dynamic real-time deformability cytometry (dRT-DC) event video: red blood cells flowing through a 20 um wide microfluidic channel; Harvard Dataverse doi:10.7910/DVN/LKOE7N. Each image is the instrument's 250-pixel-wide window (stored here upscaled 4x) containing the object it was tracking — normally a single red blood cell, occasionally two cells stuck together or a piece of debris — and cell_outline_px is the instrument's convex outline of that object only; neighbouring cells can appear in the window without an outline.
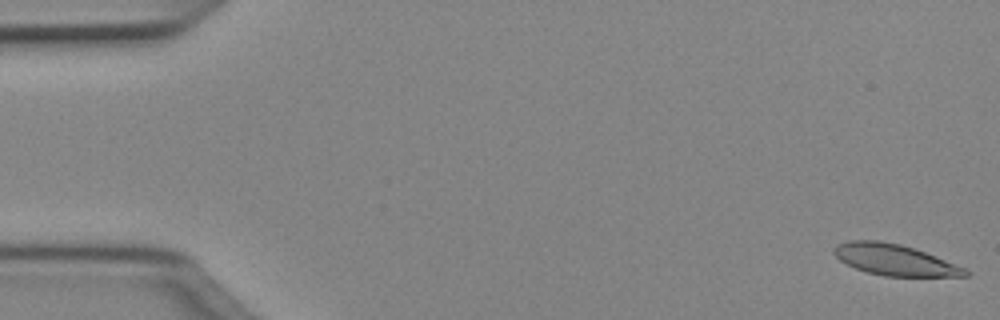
{"species": "Egyptian fruit bat (a non-hibernating species)", "species_latin": "Rousettus aegyptiacus", "temperature_condition": "cold", "stored_images_in_passage": 51, "segment_of_instrument_passage": [1, 2], "camera_frame_rate_fps": 3000, "um_per_image_px": 0.085, "animal": {"sex": "female"}, "frame": {"image": 1, "passage_image": 1, "time_ms": 0.0, "image_size_px": [1000, 320], "cell_outline_px": [[972, 272], [968, 276], [884, 276], [868, 272], [856, 268], [840, 260], [832, 252], [832, 248], [836, 244], [848, 240], [880, 240], [900, 244], [936, 256], [968, 268]], "centroid_in_image_um": [76.06, 22.08], "position_along_channel_um": 8.9, "area_um2": 23.87}}
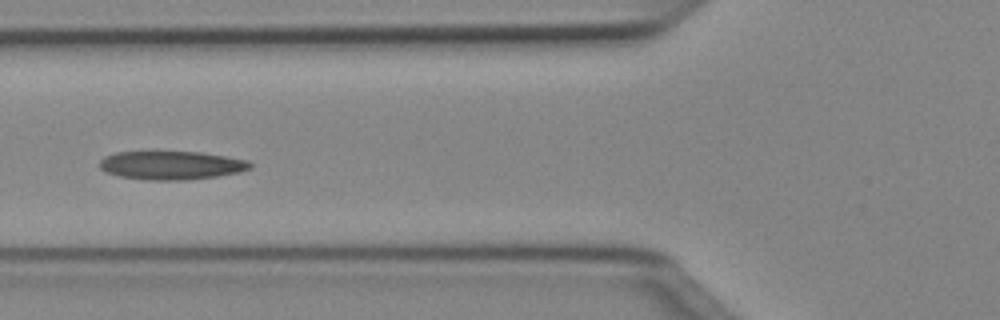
{"frame": {"image": 2, "passage_image": 19, "time_ms": 6.0, "image_size_px": [1000, 320], "cell_outline_px": [[252, 168], [240, 172], [216, 176], [180, 180], [148, 180], [120, 176], [108, 172], [100, 168], [100, 160], [104, 156], [116, 152], [200, 152], [248, 160], [252, 164]], "centroid_in_image_um": [14.58, 14.04], "position_along_channel_um": 111.2, "area_um2": 24.8}}
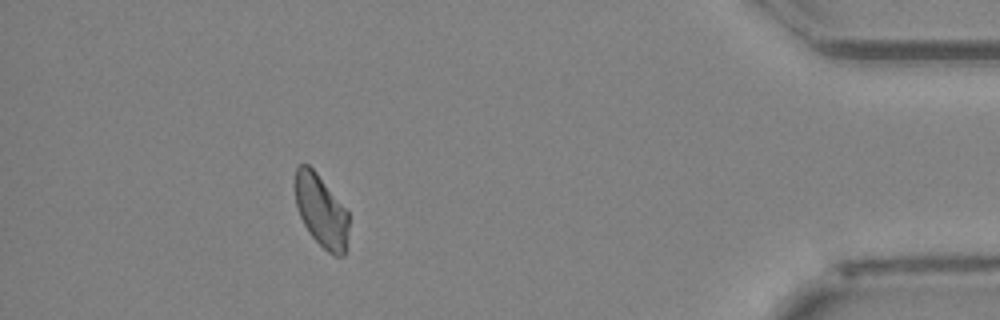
{"frame": {"image": 3, "passage_image": 45, "time_ms": 14.667, "image_size_px": [1000, 320], "cell_outline_px": [[348, 228], [344, 256], [336, 256], [328, 252], [312, 236], [304, 224], [300, 216], [296, 204], [296, 168], [300, 164], [308, 164], [316, 172], [348, 212]], "centroid_in_image_um": [27.3, 17.93], "position_along_channel_um": 407.9, "area_um2": 22.02}}